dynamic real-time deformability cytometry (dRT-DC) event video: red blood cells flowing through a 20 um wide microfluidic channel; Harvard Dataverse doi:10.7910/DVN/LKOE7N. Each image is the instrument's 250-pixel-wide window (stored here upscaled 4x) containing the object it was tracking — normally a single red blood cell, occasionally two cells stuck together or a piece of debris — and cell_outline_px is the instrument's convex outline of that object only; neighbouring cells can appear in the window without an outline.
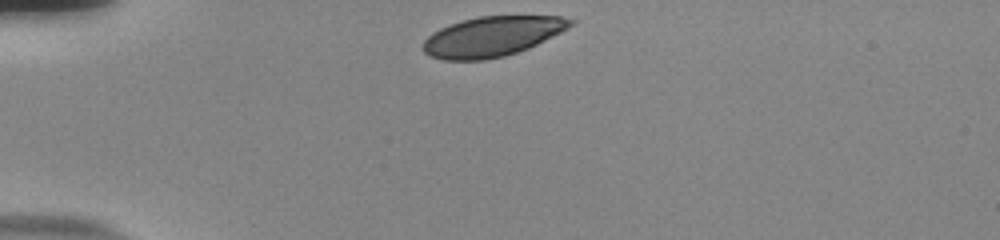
{"species": "human", "species_latin": "Homo sapiens", "temperature_condition": "room temperature", "stored_images_in_passage": 33, "camera_frame_rate_fps": 3000, "um_per_image_px": 0.085, "donor": {"sex": "male"}, "frame": {"image": 1, "passage_image": 1, "time_ms": 0.0, "image_size_px": [1000, 240], "cell_outline_px": [[576, 20], [572, 24], [560, 32], [528, 48], [504, 56], [484, 60], [444, 60], [428, 56], [420, 48], [424, 40], [432, 32], [440, 28], [464, 20], [480, 16], [560, 16]], "centroid_in_image_um": [41.77, 3.11], "position_along_channel_um": 43.2, "area_um2": 34.1}}
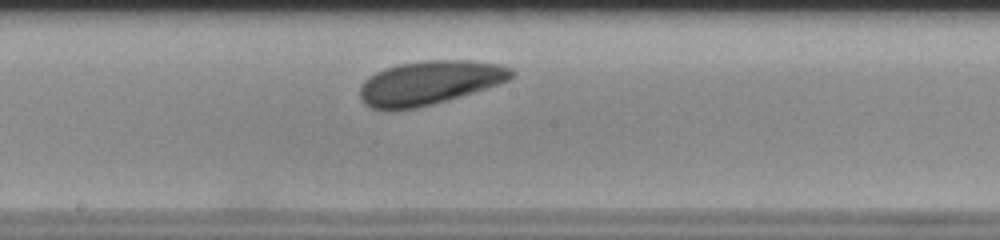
{"frame": {"image": 2, "passage_image": 18, "time_ms": 5.667, "image_size_px": [1000, 240], "cell_outline_px": [[516, 72], [508, 80], [472, 92], [432, 104], [416, 108], [388, 112], [372, 108], [364, 104], [360, 100], [360, 88], [364, 80], [368, 76], [384, 68], [400, 64], [424, 60], [468, 60], [500, 64], [512, 68]], "centroid_in_image_um": [36.44, 7.04], "position_along_channel_um": 211.8, "area_um2": 38.84}}
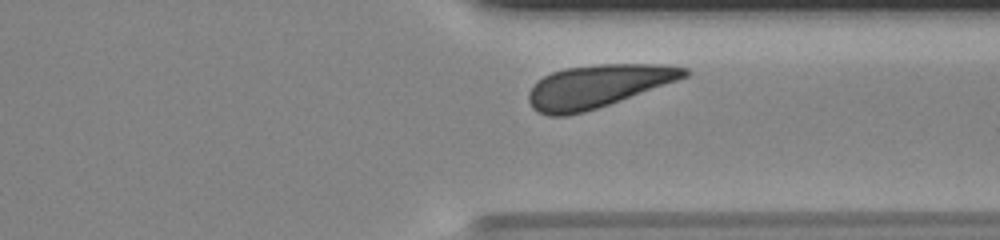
{"frame": {"image": 3, "passage_image": 30, "time_ms": 9.667, "image_size_px": [1000, 240], "cell_outline_px": [[692, 72], [688, 76], [608, 104], [584, 112], [568, 116], [548, 116], [532, 108], [528, 100], [528, 92], [536, 80], [552, 72], [564, 68], [600, 64], [664, 64], [688, 68]], "centroid_in_image_um": [50.77, 7.32], "position_along_channel_um": 360.6, "area_um2": 38.73}, "authors_computed_cell_mechanics": {"area_um2": 38.4948, "velocity_mm_per_s": 3.6984, "shape_relaxation_time_tau1_ms": 5.6942, "shape_relaxation_time_tau2_ms": null, "deformation_change_tau1": 0.1122, "deformation_change_tau2": null}}